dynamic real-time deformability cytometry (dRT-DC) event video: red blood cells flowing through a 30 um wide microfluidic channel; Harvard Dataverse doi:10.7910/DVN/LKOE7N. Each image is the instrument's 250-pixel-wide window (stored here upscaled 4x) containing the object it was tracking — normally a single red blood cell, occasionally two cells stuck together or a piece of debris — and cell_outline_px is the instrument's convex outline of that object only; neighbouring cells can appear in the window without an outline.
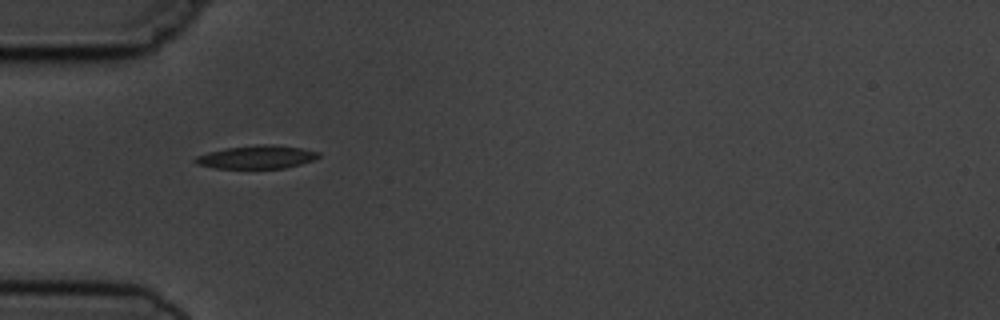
{"species": "common noctule bat (a hibernating species)", "species_latin": "Nyctalus noctula", "temperature_condition": "cold", "stored_images_in_passage": 2, "camera_frame_rate_fps": 3000, "um_per_image_px": 0.085, "animal": {"sex": "male", "body_mass_g": 19.5, "forearm_length_mm": 54.6}, "frame": {"image": 1, "passage_image": 1, "time_ms": 0.0, "image_size_px": [1000, 320], "cell_outline_px": [[320, 156], [312, 160], [300, 164], [284, 168], [216, 168], [196, 164], [192, 160], [196, 156], [208, 152], [224, 148], [260, 144], [272, 144], [300, 148], [320, 152]], "centroid_in_image_um": [21.79, 13.34], "position_along_channel_um": 63.2, "area_um2": 16.65}}
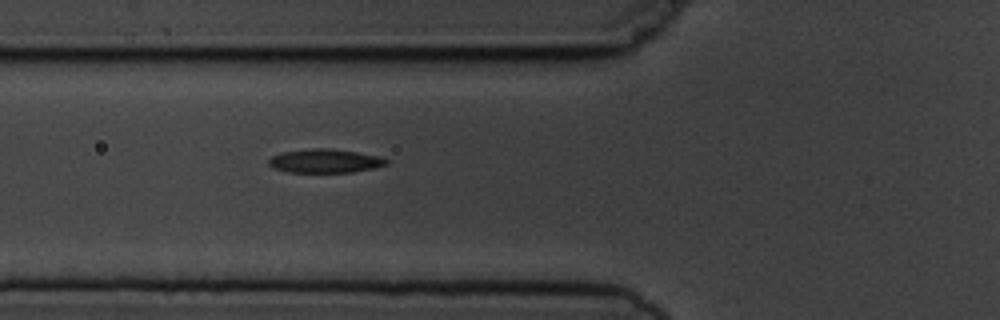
{"frame": {"image": 2, "passage_image": 2, "time_ms": 1.0, "image_size_px": [1000, 320], "cell_outline_px": [[388, 164], [376, 168], [352, 172], [288, 172], [276, 168], [268, 164], [268, 160], [272, 156], [284, 152], [312, 148], [332, 148], [380, 156], [388, 160]], "centroid_in_image_um": [27.67, 13.68], "position_along_channel_um": 98.1, "area_um2": 16.24}}